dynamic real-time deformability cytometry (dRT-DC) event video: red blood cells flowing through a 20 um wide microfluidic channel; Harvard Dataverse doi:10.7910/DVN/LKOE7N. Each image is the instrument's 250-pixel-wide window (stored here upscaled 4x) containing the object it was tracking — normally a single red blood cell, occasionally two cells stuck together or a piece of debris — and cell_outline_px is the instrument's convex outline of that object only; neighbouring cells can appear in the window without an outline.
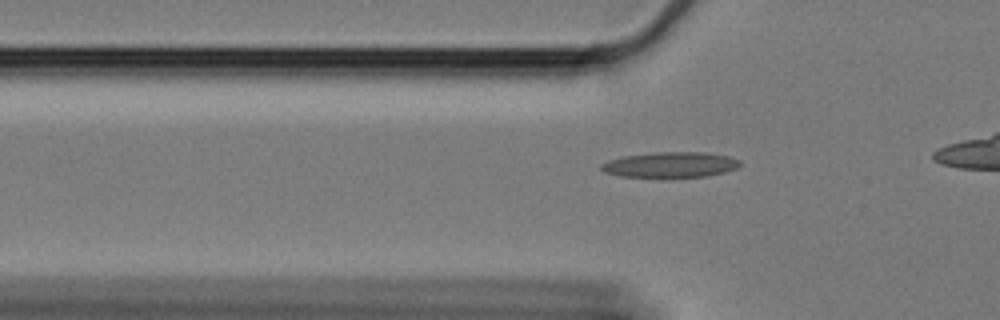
{"species": "Egyptian fruit bat (a non-hibernating species)", "species_latin": "Rousettus aegyptiacus", "temperature_condition": "cold", "stored_images_in_passage": 41, "camera_frame_rate_fps": 3000, "um_per_image_px": 0.085, "animal": {"sex": "female"}, "frame": {"image": 1, "passage_image": 6, "time_ms": 1.667, "image_size_px": [1000, 320], "cell_outline_px": [[740, 164], [736, 168], [724, 172], [704, 176], [620, 176], [604, 172], [600, 168], [600, 164], [608, 160], [624, 156], [652, 152], [704, 152], [728, 156], [740, 160]], "centroid_in_image_um": [56.95, 13.98], "position_along_channel_um": 68.8, "area_um2": 20.23}}
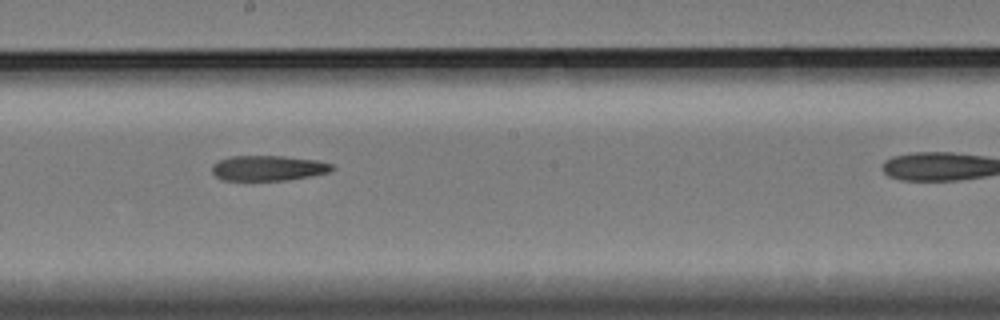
{"frame": {"image": 2, "passage_image": 20, "time_ms": 6.333, "image_size_px": [1000, 320], "cell_outline_px": [[336, 168], [328, 172], [308, 176], [284, 180], [224, 180], [216, 176], [212, 172], [212, 164], [228, 156], [284, 156], [316, 160], [332, 164]], "centroid_in_image_um": [22.78, 14.28], "position_along_channel_um": 225.4, "area_um2": 17.51}}
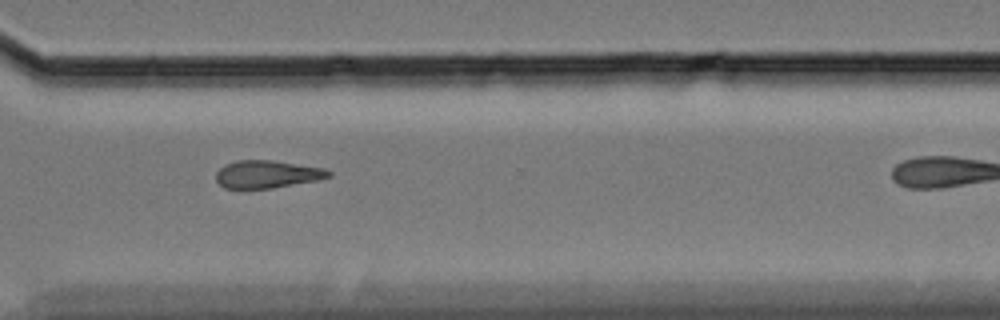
{"frame": {"image": 3, "passage_image": 31, "time_ms": 10.0, "image_size_px": [1000, 320], "cell_outline_px": [[332, 176], [316, 180], [272, 188], [224, 188], [216, 180], [216, 172], [224, 164], [236, 160], [272, 160], [324, 168], [332, 172]], "centroid_in_image_um": [22.69, 14.8], "position_along_channel_um": 347.9, "area_um2": 18.09}}